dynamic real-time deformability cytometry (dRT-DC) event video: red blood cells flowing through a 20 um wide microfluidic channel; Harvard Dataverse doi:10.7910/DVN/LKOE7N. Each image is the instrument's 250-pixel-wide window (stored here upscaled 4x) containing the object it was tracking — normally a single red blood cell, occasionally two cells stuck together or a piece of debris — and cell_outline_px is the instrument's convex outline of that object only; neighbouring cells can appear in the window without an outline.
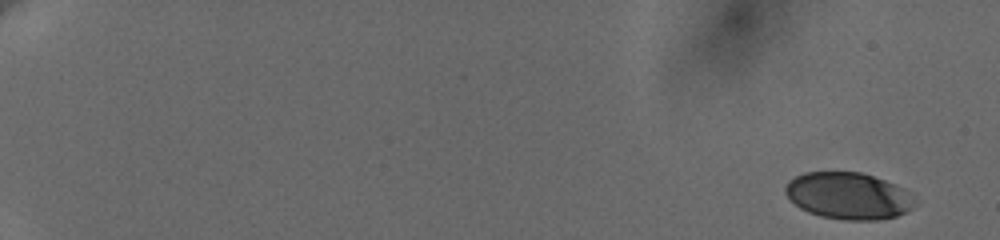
{"species": "human", "species_latin": "Homo sapiens", "temperature_condition": "cold", "stored_images_in_passage": 58, "camera_frame_rate_fps": 3000, "um_per_image_px": 0.085, "donor": {"sex": "female"}, "frame": {"image": 1, "passage_image": 1, "time_ms": 0.0, "image_size_px": [1000, 240], "cell_outline_px": [[912, 208], [908, 212], [896, 216], [880, 220], [844, 220], [820, 216], [808, 212], [800, 208], [788, 200], [784, 192], [784, 188], [788, 180], [804, 172], [860, 172], [884, 180], [904, 188], [908, 192], [912, 200]], "centroid_in_image_um": [72.04, 16.65], "position_along_channel_um": 13.0, "area_um2": 35.37}}
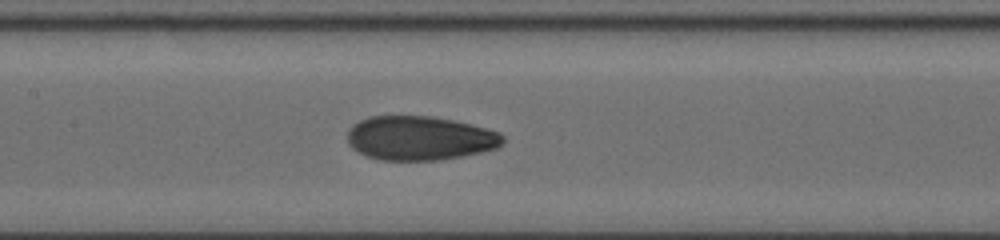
{"frame": {"image": 2, "passage_image": 31, "time_ms": 10.0, "image_size_px": [1000, 240], "cell_outline_px": [[504, 144], [496, 148], [480, 152], [460, 156], [436, 160], [380, 160], [368, 156], [352, 148], [348, 144], [348, 132], [352, 124], [360, 120], [372, 116], [432, 116], [452, 120], [488, 128], [500, 132], [504, 136]], "centroid_in_image_um": [35.69, 11.73], "position_along_channel_um": 171.7, "area_um2": 39.94}}
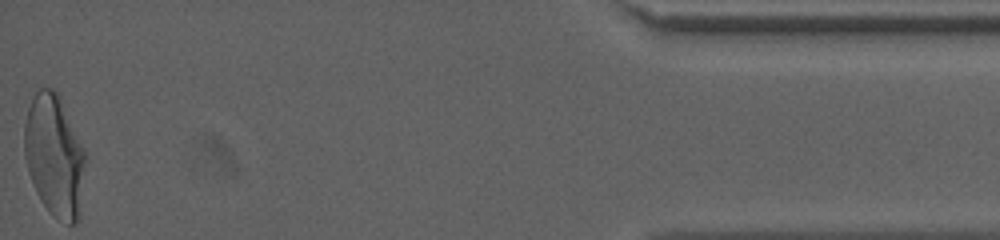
{"frame": {"image": 3, "passage_image": 58, "time_ms": 19.0, "image_size_px": [1000, 240], "cell_outline_px": [[88, 160], [80, 220], [76, 224], [68, 224], [56, 220], [48, 212], [36, 192], [28, 172], [24, 156], [24, 124], [28, 108], [36, 92], [40, 88], [52, 88], [60, 92], [88, 156]], "centroid_in_image_um": [4.69, 13.27], "position_along_channel_um": 430.5, "area_um2": 45.2}, "authors_computed_cell_mechanics": {"area_um2": 39.6219, "velocity_mm_per_s": 3.6448, "shape_relaxation_time_tau1_ms": 5.6777, "shape_relaxation_time_tau2_ms": 0.8843, "deformation_change_tau1": 0.1821, "deformation_change_tau2": 0.0519}}